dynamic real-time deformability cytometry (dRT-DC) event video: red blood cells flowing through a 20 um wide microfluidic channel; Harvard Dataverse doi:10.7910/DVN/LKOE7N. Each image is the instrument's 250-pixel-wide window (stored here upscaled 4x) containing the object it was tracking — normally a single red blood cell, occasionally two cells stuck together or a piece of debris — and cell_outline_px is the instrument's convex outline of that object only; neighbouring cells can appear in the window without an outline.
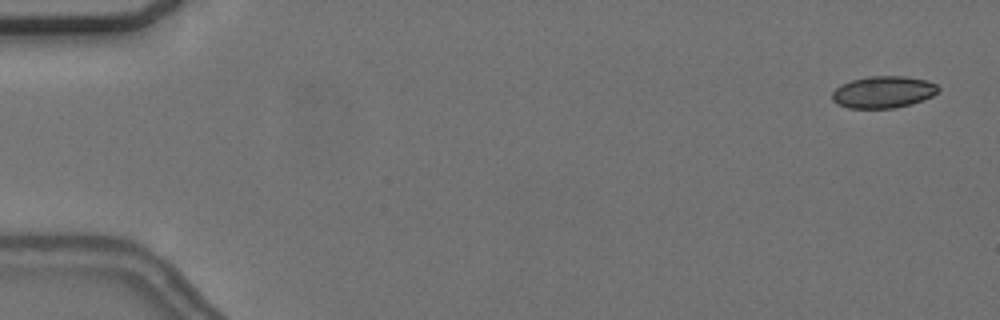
{"species": "common noctule bat (a hibernating species)", "species_latin": "Nyctalus noctula", "temperature_condition": "cold", "stored_images_in_passage": 57, "camera_frame_rate_fps": 3000, "um_per_image_px": 0.085, "animal": {"sex": "female", "body_mass_g": 24.6, "forearm_length_mm": 56.2}, "frame": {"image": 1, "passage_image": 3, "time_ms": 0.667, "image_size_px": [1000, 320], "cell_outline_px": [[940, 88], [932, 96], [924, 100], [912, 104], [892, 108], [848, 108], [836, 104], [832, 100], [832, 92], [840, 84], [852, 80], [868, 76], [904, 76], [928, 80], [936, 84]], "centroid_in_image_um": [75.07, 7.82], "position_along_channel_um": 9.9, "area_um2": 19.88}}
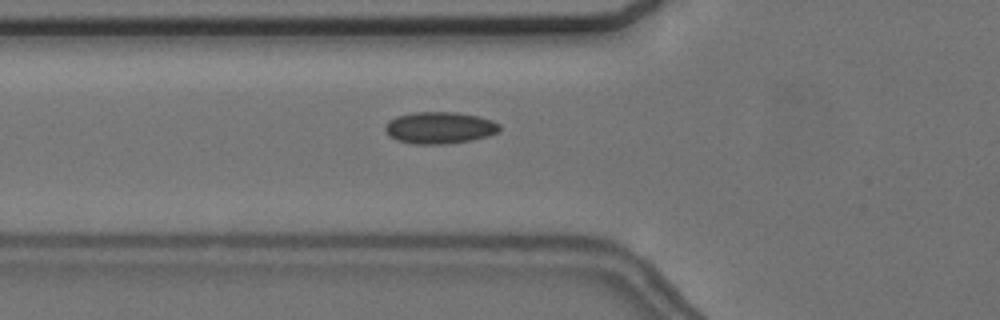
{"frame": {"image": 2, "passage_image": 21, "time_ms": 6.667, "image_size_px": [1000, 320], "cell_outline_px": [[500, 132], [488, 136], [472, 140], [444, 144], [416, 144], [396, 140], [388, 136], [384, 128], [388, 120], [396, 116], [416, 112], [456, 112], [476, 116], [492, 120], [500, 124]], "centroid_in_image_um": [37.36, 10.86], "position_along_channel_um": 88.4, "area_um2": 21.33}}
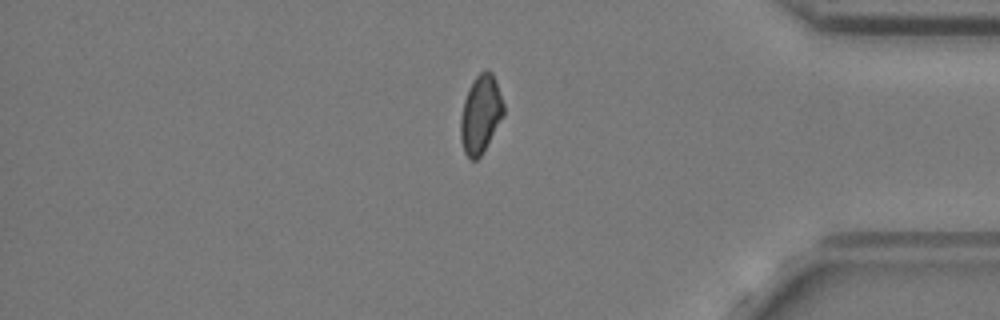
{"frame": {"image": 3, "passage_image": 48, "time_ms": 15.667, "image_size_px": [1000, 320], "cell_outline_px": [[504, 116], [480, 156], [476, 160], [472, 160], [464, 152], [460, 140], [460, 116], [464, 100], [468, 88], [476, 76], [484, 68], [492, 72], [496, 80], [504, 104]], "centroid_in_image_um": [40.85, 9.68], "position_along_channel_um": 394.4, "area_um2": 19.71}, "authors_computed_cell_mechanics": {"area_um2": 19.941, "velocity_mm_per_s": 3.6826, "shape_relaxation_time_tau1_ms": null, "shape_relaxation_time_tau2_ms": 1.9245, "deformation_change_tau1": null, "deformation_change_tau2": 0.0776}}